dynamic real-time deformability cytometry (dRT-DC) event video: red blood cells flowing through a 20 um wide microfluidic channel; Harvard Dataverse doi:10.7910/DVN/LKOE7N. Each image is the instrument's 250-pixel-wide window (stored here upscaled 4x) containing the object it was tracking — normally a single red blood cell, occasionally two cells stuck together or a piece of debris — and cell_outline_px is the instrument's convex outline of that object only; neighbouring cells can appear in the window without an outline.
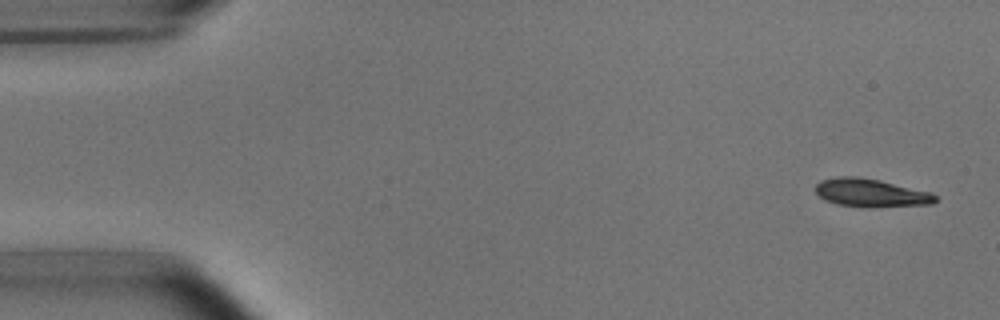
{"species": "common noctule bat (a hibernating species)", "species_latin": "Nyctalus noctula", "temperature_condition": "room temperature", "stored_images_in_passage": 5, "segment_of_instrument_passage": [1, 2], "camera_frame_rate_fps": 3000, "um_per_image_px": 0.085, "animal": {"sex": "male", "body_mass_g": 15.6}, "frame": {"image": 1, "passage_image": 1, "time_ms": 0.0, "image_size_px": [1000, 320], "cell_outline_px": [[936, 200], [932, 204], [836, 204], [824, 200], [816, 192], [816, 184], [820, 180], [840, 176], [860, 176], [880, 180], [932, 192], [936, 196]], "centroid_in_image_um": [73.97, 16.31], "position_along_channel_um": 11.0, "area_um2": 18.55}}
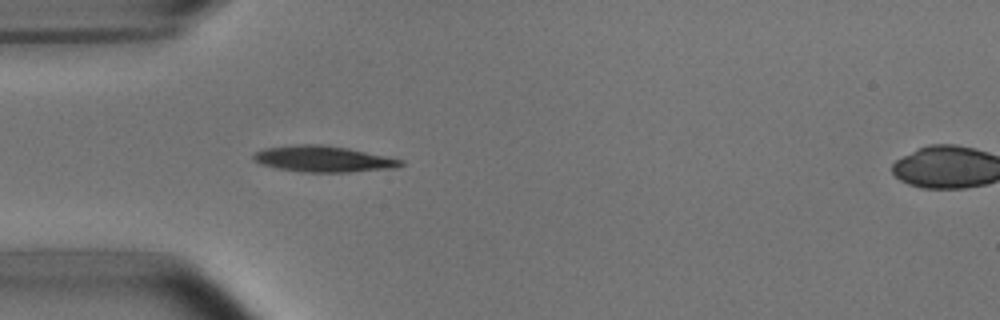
{"frame": {"image": 2, "passage_image": 4, "time_ms": 4.333, "image_size_px": [1000, 320], "cell_outline_px": [[404, 164], [396, 168], [348, 172], [304, 172], [276, 168], [260, 164], [252, 160], [252, 152], [264, 148], [292, 144], [320, 144], [348, 148], [404, 160]], "centroid_in_image_um": [27.42, 13.5], "position_along_channel_um": 57.6, "area_um2": 22.66}}